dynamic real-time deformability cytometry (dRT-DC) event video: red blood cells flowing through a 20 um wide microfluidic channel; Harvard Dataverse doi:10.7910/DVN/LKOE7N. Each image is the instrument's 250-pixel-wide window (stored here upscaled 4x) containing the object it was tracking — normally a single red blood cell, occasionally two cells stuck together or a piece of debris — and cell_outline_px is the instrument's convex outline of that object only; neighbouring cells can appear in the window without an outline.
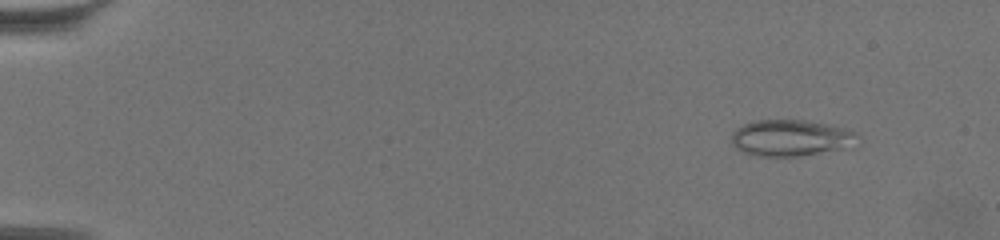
{"species": "common noctule bat (a hibernating species)", "species_latin": "Nyctalus noctula", "temperature_condition": "warm", "stored_images_in_passage": 63, "camera_frame_rate_fps": 3000, "um_per_image_px": 0.085, "animal": {"sex": "female", "body_mass_g": 19.5, "forearm_length_mm": 54.1}, "frame": {"image": 1, "passage_image": 7, "time_ms": 2.0, "image_size_px": [1000, 240], "cell_outline_px": [[860, 144], [856, 148], [800, 156], [756, 156], [744, 152], [736, 148], [732, 144], [732, 132], [736, 128], [744, 124], [756, 120], [808, 120], [844, 128], [856, 132], [860, 136]], "centroid_in_image_um": [67.34, 11.74], "position_along_channel_um": 17.7, "area_um2": 27.46}}
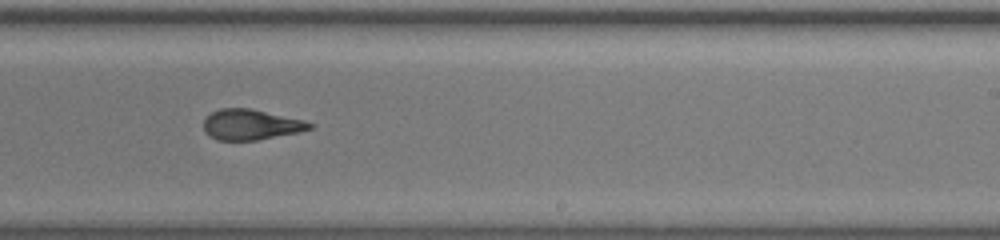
{"frame": {"image": 2, "passage_image": 41, "time_ms": 13.333, "image_size_px": [1000, 240], "cell_outline_px": [[316, 124], [312, 128], [300, 132], [256, 140], [216, 140], [208, 136], [204, 132], [204, 120], [212, 112], [220, 108], [252, 108], [304, 120]], "centroid_in_image_um": [21.34, 10.59], "position_along_channel_um": 267.7, "area_um2": 19.02}}
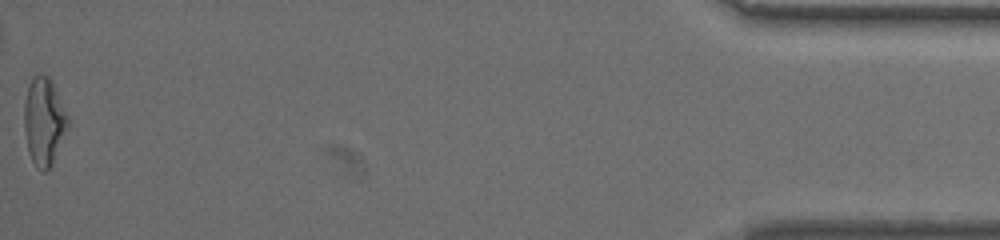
{"frame": {"image": 3, "passage_image": 63, "time_ms": 20.667, "image_size_px": [1000, 240], "cell_outline_px": [[68, 128], [52, 164], [44, 172], [36, 168], [28, 152], [24, 128], [24, 104], [28, 88], [32, 76], [48, 76], [52, 80], [68, 116]], "centroid_in_image_um": [3.74, 10.34], "position_along_channel_um": 431.5, "area_um2": 22.2}, "authors_computed_cell_mechanics": {"area_um2": 20.4034, "velocity_mm_per_s": 3.4305, "shape_relaxation_time_tau1_ms": null, "shape_relaxation_time_tau2_ms": 1.8938, "deformation_change_tau1": null, "deformation_change_tau2": 0.1044}}